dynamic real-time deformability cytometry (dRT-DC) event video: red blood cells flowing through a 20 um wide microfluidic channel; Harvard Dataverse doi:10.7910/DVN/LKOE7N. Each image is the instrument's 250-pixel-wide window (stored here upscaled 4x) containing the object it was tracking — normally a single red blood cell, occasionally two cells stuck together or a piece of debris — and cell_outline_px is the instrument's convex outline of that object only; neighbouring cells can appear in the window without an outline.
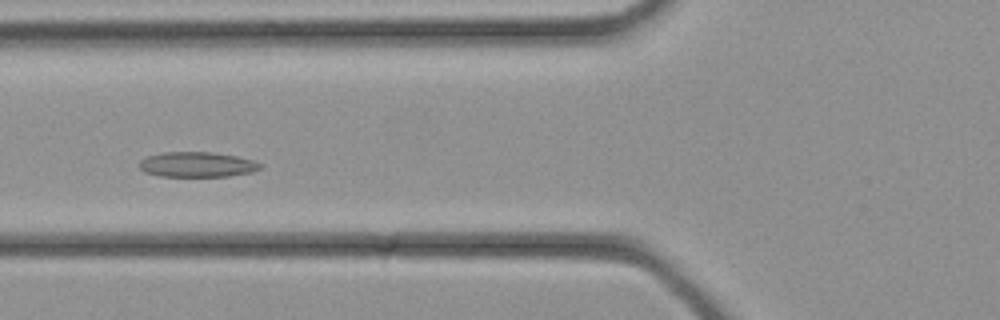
{"species": "common noctule bat (a hibernating species)", "species_latin": "Nyctalus noctula", "temperature_condition": "cold", "stored_images_in_passage": 32, "camera_frame_rate_fps": 3000, "um_per_image_px": 0.085, "animal": {"sex": "female", "body_mass_g": 21.9}, "frame": {"image": 1, "passage_image": 11, "time_ms": 3.333, "image_size_px": [1000, 320], "cell_outline_px": [[264, 168], [252, 172], [228, 176], [160, 176], [144, 172], [140, 168], [140, 160], [148, 156], [164, 152], [212, 152], [236, 156], [252, 160], [264, 164]], "centroid_in_image_um": [16.8, 13.98], "position_along_channel_um": 109.0, "area_um2": 17.74}}
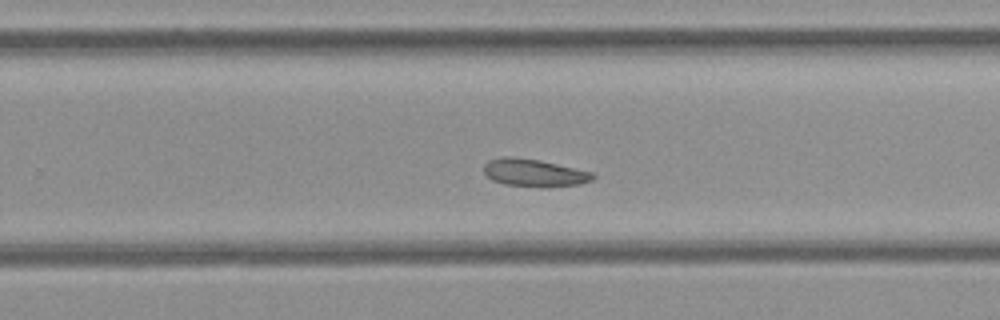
{"frame": {"image": 2, "passage_image": 20, "time_ms": 6.333, "image_size_px": [1000, 320], "cell_outline_px": [[596, 176], [592, 180], [580, 184], [504, 184], [492, 180], [484, 172], [484, 164], [488, 160], [504, 156], [512, 156], [540, 160], [592, 172]], "centroid_in_image_um": [45.35, 14.62], "position_along_channel_um": 284.4, "area_um2": 16.59}}
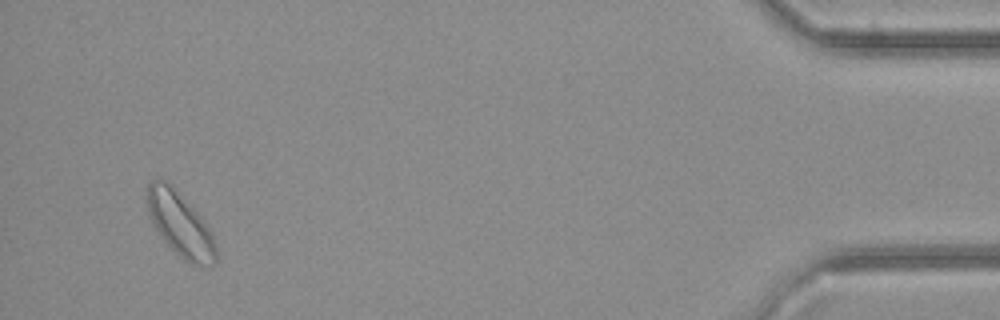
{"frame": {"image": 3, "passage_image": 31, "time_ms": 10.0, "image_size_px": [1000, 320], "cell_outline_px": [[216, 264], [188, 264], [164, 240], [148, 216], [148, 184], [152, 180], [168, 180], [172, 184], [200, 216], [208, 228], [216, 244]], "centroid_in_image_um": [15.31, 19.05], "position_along_channel_um": 419.9, "area_um2": 25.2}}